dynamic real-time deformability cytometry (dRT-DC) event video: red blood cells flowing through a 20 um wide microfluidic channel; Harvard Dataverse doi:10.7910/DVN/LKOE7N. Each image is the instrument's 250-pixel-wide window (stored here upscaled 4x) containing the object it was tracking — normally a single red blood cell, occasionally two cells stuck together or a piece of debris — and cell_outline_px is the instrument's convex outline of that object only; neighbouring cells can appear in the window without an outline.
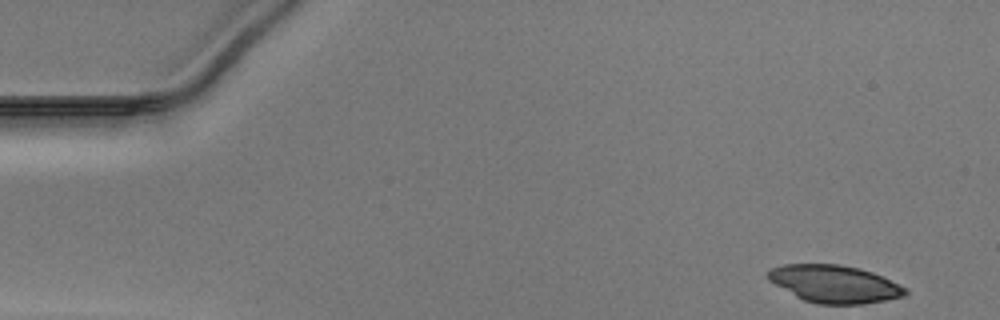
{"species": "Egyptian fruit bat (a non-hibernating species)", "species_latin": "Rousettus aegyptiacus", "temperature_condition": "warm", "stored_images_in_passage": 39, "camera_frame_rate_fps": 3000, "um_per_image_px": 0.085, "animal": {"sex": "male"}, "frame": {"image": 1, "passage_image": 1, "time_ms": 0.0, "image_size_px": [1000, 320], "cell_outline_px": [[908, 292], [904, 296], [864, 304], [816, 304], [804, 300], [796, 296], [768, 280], [768, 272], [772, 268], [784, 264], [840, 264], [860, 268], [872, 272], [908, 288]], "centroid_in_image_um": [70.95, 24.13], "position_along_channel_um": 14.1, "area_um2": 29.94}}
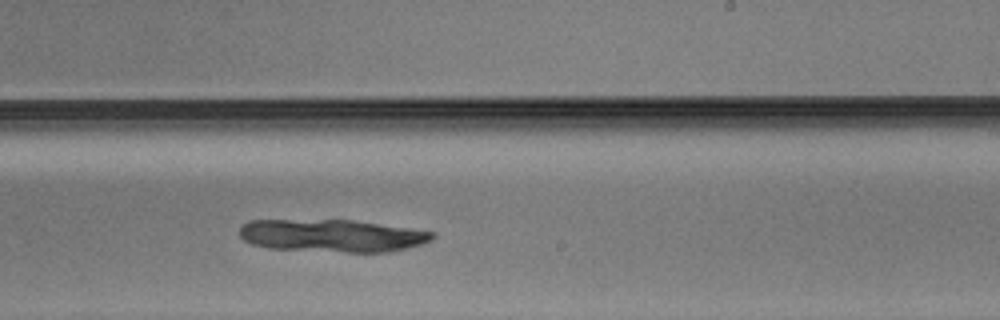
{"frame": {"image": 2, "passage_image": 28, "time_ms": 9.0, "image_size_px": [1000, 320], "cell_outline_px": [[436, 236], [432, 240], [420, 244], [388, 252], [348, 252], [268, 248], [252, 244], [244, 240], [240, 236], [240, 228], [248, 220], [352, 220], [436, 232]], "centroid_in_image_um": [28.22, 20.03], "position_along_channel_um": 260.8, "area_um2": 36.41}}